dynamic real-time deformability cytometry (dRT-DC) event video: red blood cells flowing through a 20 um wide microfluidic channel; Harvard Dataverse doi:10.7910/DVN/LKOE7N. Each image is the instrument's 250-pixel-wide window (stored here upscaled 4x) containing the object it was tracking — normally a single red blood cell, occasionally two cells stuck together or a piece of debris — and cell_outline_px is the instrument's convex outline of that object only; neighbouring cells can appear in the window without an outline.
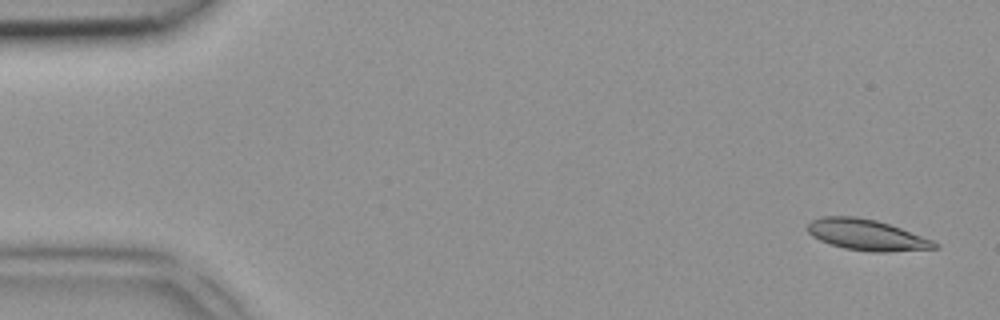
{"species": "common noctule bat (a hibernating species)", "species_latin": "Nyctalus noctula", "temperature_condition": "room temperature", "stored_images_in_passage": 4, "camera_frame_rate_fps": 3000, "um_per_image_px": 0.085, "animal": {"sex": "female", "body_mass_g": 18.4}, "frame": {"image": 1, "passage_image": 1, "time_ms": 0.0, "image_size_px": [1000, 320], "cell_outline_px": [[940, 248], [884, 252], [872, 252], [844, 248], [820, 240], [812, 236], [808, 232], [808, 224], [812, 220], [824, 216], [856, 216], [876, 220], [900, 228], [932, 240], [940, 244]], "centroid_in_image_um": [73.68, 19.97], "position_along_channel_um": 11.3, "area_um2": 22.72}}
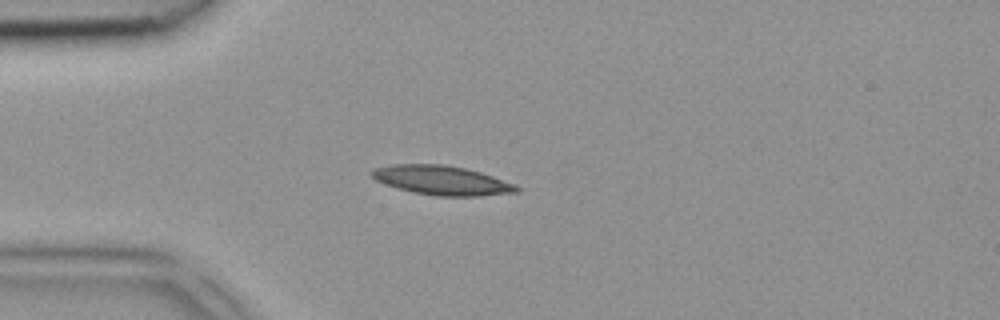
{"frame": {"image": 2, "passage_image": 4, "time_ms": 1.0, "image_size_px": [1000, 320], "cell_outline_px": [[520, 192], [480, 196], [436, 196], [396, 188], [384, 184], [376, 180], [368, 172], [372, 168], [392, 164], [444, 164], [464, 168], [480, 172], [516, 184], [520, 188]], "centroid_in_image_um": [37.54, 15.32], "position_along_channel_um": 47.5, "area_um2": 24.85}}